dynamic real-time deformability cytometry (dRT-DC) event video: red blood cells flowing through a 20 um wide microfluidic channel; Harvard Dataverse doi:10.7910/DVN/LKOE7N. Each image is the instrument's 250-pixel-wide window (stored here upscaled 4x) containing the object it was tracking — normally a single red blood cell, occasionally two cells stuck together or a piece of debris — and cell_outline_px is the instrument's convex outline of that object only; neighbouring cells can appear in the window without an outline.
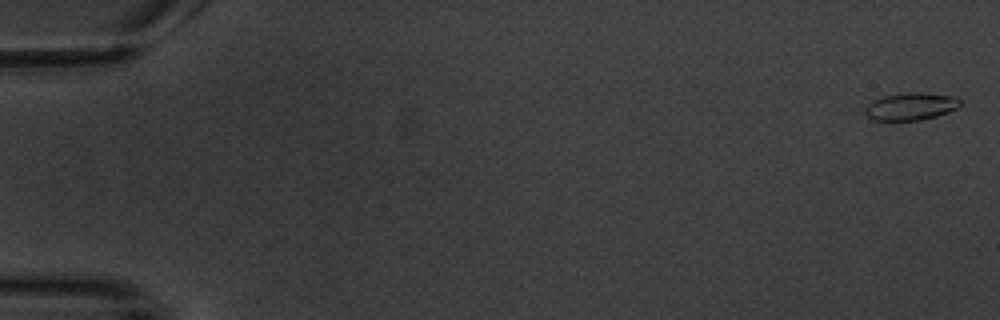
{"species": "common noctule bat (a hibernating species)", "species_latin": "Nyctalus noctula", "temperature_condition": "warm", "stored_images_in_passage": 7, "camera_frame_rate_fps": 3000, "um_per_image_px": 0.085, "animal": {"sex": "male", "body_mass_g": 20.1, "forearm_length_mm": 53.5}, "frame": {"image": 1, "passage_image": 1, "time_ms": 0.0, "image_size_px": [1000, 320], "cell_outline_px": [[960, 104], [956, 108], [948, 112], [936, 116], [920, 120], [872, 120], [864, 112], [864, 108], [872, 100], [884, 96], [908, 92], [924, 92], [956, 96], [960, 100]], "centroid_in_image_um": [77.41, 9.03], "position_along_channel_um": 7.6, "area_um2": 15.26}}